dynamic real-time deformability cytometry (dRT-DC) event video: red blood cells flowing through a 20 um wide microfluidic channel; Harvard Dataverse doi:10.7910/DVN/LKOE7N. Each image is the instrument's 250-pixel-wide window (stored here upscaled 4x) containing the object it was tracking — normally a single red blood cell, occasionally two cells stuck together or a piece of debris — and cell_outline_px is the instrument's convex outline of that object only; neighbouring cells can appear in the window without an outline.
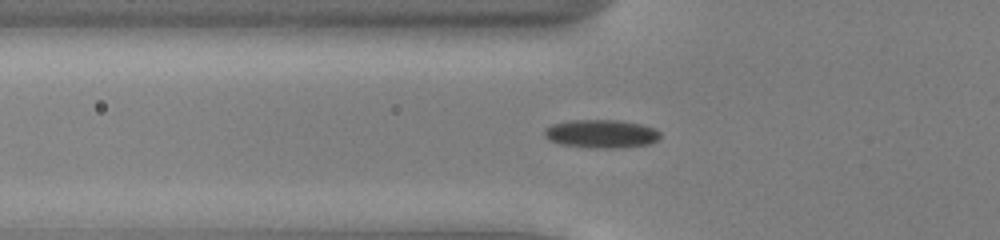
{"species": "common noctule bat (a hibernating species)", "species_latin": "Nyctalus noctula", "temperature_condition": "cold", "stored_images_in_passage": 34, "camera_frame_rate_fps": 3000, "um_per_image_px": 0.085, "animal": {"sex": "male", "body_mass_g": 13.0, "forearm_length_mm": 53.1}, "frame": {"image": 1, "passage_image": 3, "time_ms": 0.667, "image_size_px": [1000, 240], "cell_outline_px": [[660, 136], [656, 140], [648, 144], [616, 148], [588, 148], [560, 144], [548, 140], [544, 136], [544, 128], [552, 124], [572, 120], [616, 120], [640, 124], [656, 128], [660, 132]], "centroid_in_image_um": [51.07, 11.37], "position_along_channel_um": 74.7, "area_um2": 19.19}}
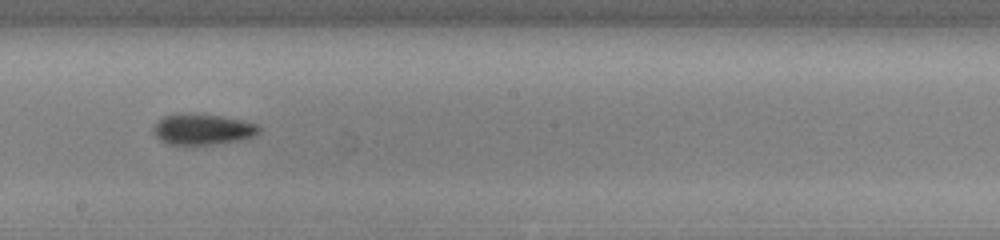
{"frame": {"image": 2, "passage_image": 15, "time_ms": 4.667, "image_size_px": [1000, 240], "cell_outline_px": [[260, 132], [256, 136], [240, 140], [212, 144], [168, 144], [160, 140], [152, 132], [152, 128], [156, 120], [164, 116], [180, 112], [188, 112], [220, 116], [240, 120], [256, 124], [260, 128]], "centroid_in_image_um": [17.17, 10.97], "position_along_channel_um": 231.0, "area_um2": 19.19}}
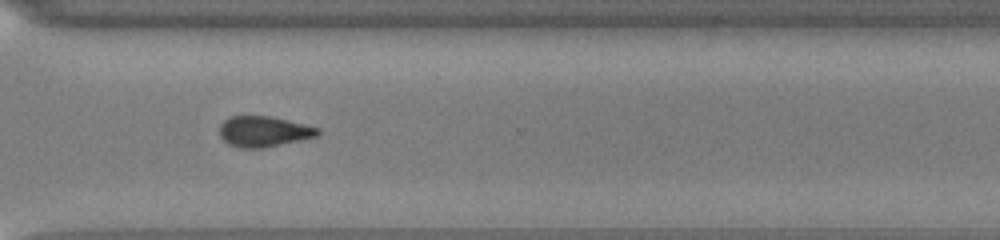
{"frame": {"image": 3, "passage_image": 24, "time_ms": 7.667, "image_size_px": [1000, 240], "cell_outline_px": [[320, 132], [316, 136], [300, 140], [264, 148], [240, 148], [228, 144], [220, 136], [220, 124], [224, 120], [232, 116], [268, 116], [288, 120], [320, 128]], "centroid_in_image_um": [22.4, 11.18], "position_along_channel_um": 348.2, "area_um2": 17.46}}